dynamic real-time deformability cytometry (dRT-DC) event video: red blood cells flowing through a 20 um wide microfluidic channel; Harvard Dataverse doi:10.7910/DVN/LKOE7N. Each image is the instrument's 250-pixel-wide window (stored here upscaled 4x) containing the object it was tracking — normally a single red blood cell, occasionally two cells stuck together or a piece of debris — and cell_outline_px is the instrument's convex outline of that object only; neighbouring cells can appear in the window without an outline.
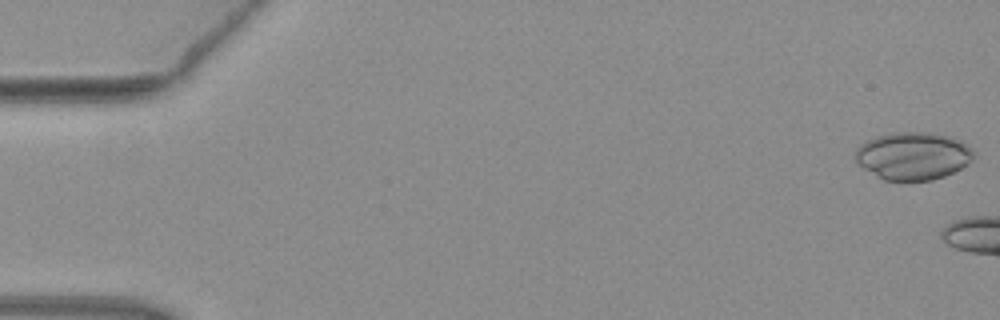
{"species": "common noctule bat (a hibernating species)", "species_latin": "Nyctalus noctula", "temperature_condition": "warm", "stored_images_in_passage": 3, "camera_frame_rate_fps": 3000, "um_per_image_px": 0.085, "animal": {"sex": "female", "body_mass_g": 19.3, "forearm_length_mm": 54.1}, "frame": {"image": 1, "passage_image": 1, "time_ms": 0.0, "image_size_px": [1000, 320], "cell_outline_px": [[972, 160], [960, 168], [944, 176], [932, 180], [884, 180], [864, 168], [856, 160], [856, 148], [860, 144], [876, 136], [892, 132], [928, 132], [948, 136], [960, 140], [968, 144], [972, 148]], "centroid_in_image_um": [77.6, 13.23], "position_along_channel_um": 7.4, "area_um2": 32.6}}